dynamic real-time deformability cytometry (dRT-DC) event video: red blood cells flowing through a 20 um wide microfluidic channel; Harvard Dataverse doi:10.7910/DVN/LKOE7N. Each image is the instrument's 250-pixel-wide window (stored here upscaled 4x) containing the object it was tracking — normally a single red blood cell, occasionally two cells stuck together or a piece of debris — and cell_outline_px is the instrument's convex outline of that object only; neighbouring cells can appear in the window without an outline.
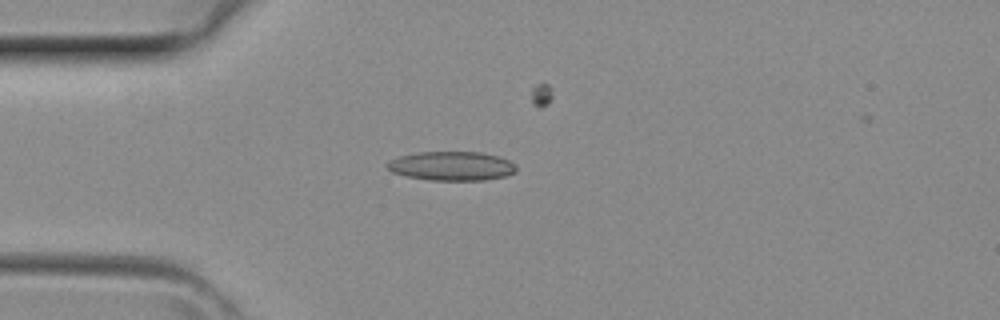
{"species": "common noctule bat (a hibernating species)", "species_latin": "Nyctalus noctula", "temperature_condition": "room temperature", "stored_images_in_passage": 4, "camera_frame_rate_fps": 3000, "um_per_image_px": 0.085, "animal": {"sex": "female", "body_mass_g": 29.2, "forearm_length_mm": 56.3}, "frame": {"image": 1, "passage_image": 4, "time_ms": 1.0, "image_size_px": [1000, 320], "cell_outline_px": [[516, 172], [504, 176], [484, 180], [428, 180], [404, 176], [392, 172], [384, 164], [388, 160], [400, 156], [420, 152], [480, 152], [496, 156], [508, 160], [516, 164]], "centroid_in_image_um": [38.35, 14.11], "position_along_channel_um": 46.6, "area_um2": 21.91}}